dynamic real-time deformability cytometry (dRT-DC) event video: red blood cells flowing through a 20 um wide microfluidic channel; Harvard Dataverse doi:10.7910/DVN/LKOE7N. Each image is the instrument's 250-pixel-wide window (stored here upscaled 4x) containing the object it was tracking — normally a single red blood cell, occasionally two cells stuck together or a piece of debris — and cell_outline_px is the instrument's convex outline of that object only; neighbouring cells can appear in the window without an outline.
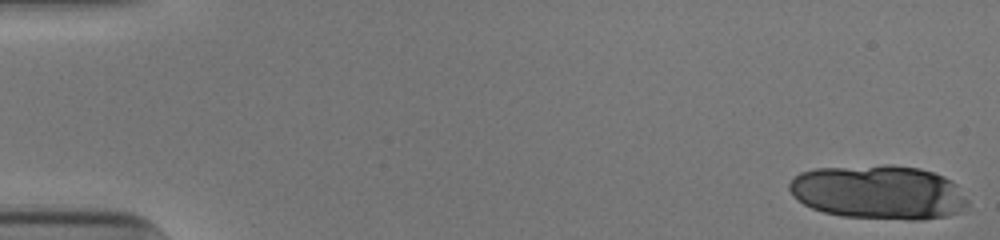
{"species": "human", "species_latin": "Homo sapiens", "temperature_condition": "cold", "stored_images_in_passage": 17, "camera_frame_rate_fps": 3000, "um_per_image_px": 0.085, "donor": {"sex": "male"}, "frame": {"image": 1, "passage_image": 1, "time_ms": 0.0, "image_size_px": [1000, 240], "cell_outline_px": [[968, 204], [960, 212], [944, 216], [920, 220], [908, 220], [840, 216], [824, 212], [812, 208], [804, 204], [792, 196], [788, 188], [788, 184], [800, 172], [816, 168], [884, 164], [892, 164], [920, 168], [944, 176], [952, 180], [956, 184], [968, 200]], "centroid_in_image_um": [74.68, 16.33], "position_along_channel_um": 10.3, "area_um2": 56.76}}